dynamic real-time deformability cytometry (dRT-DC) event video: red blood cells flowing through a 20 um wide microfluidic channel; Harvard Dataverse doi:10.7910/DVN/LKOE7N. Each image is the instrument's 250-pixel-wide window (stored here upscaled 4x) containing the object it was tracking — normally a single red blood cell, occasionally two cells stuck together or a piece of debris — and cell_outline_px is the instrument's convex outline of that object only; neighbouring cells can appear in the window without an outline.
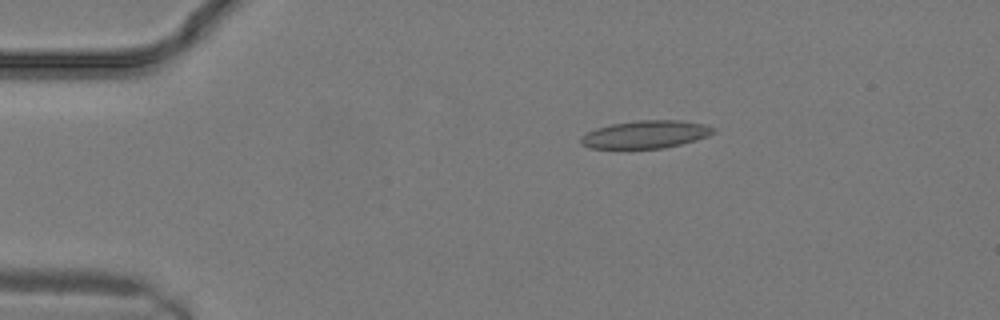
{"species": "common noctule bat (a hibernating species)", "species_latin": "Nyctalus noctula", "temperature_condition": "warm", "stored_images_in_passage": 8, "camera_frame_rate_fps": 3000, "um_per_image_px": 0.085, "animal": {"sex": "male", "body_mass_g": 19.2, "forearm_length_mm": 51.8}, "frame": {"image": 1, "passage_image": 5, "time_ms": 1.333, "image_size_px": [1000, 320], "cell_outline_px": [[716, 132], [708, 136], [696, 140], [664, 148], [592, 148], [580, 144], [580, 136], [596, 128], [612, 124], [636, 120], [680, 120], [704, 124], [716, 128]], "centroid_in_image_um": [54.9, 11.42], "position_along_channel_um": 30.1, "area_um2": 21.44}}